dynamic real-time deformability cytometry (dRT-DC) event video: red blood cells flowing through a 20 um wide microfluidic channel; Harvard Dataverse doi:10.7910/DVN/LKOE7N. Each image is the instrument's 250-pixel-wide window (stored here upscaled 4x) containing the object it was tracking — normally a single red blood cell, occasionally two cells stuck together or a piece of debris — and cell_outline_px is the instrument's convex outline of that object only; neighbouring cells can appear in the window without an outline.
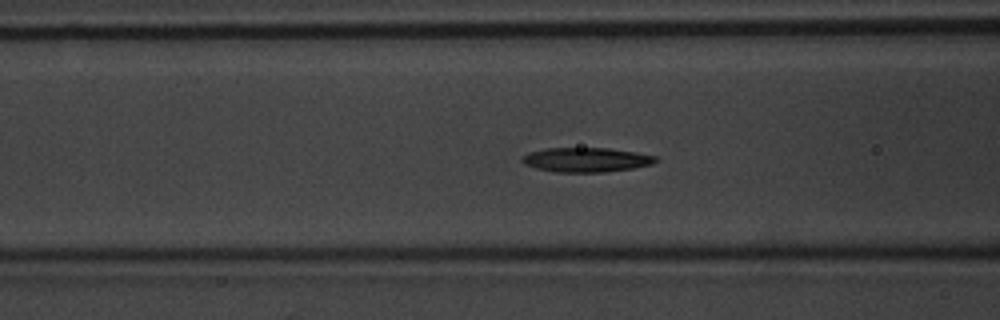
{"species": "common noctule bat (a hibernating species)", "species_latin": "Nyctalus noctula", "temperature_condition": "warm", "stored_images_in_passage": 56, "camera_frame_rate_fps": 3000, "um_per_image_px": 0.085, "animal": {"sex": "male", "body_mass_g": 20.1, "forearm_length_mm": 53.5}, "frame": {"image": 1, "passage_image": 22, "time_ms": 7.0, "image_size_px": [1000, 320], "cell_outline_px": [[660, 160], [652, 164], [632, 168], [604, 172], [556, 172], [536, 168], [524, 164], [520, 160], [520, 156], [528, 152], [544, 148], [608, 148], [636, 152], [656, 156]], "centroid_in_image_um": [49.79, 13.57], "position_along_channel_um": 116.8, "area_um2": 19.19}}
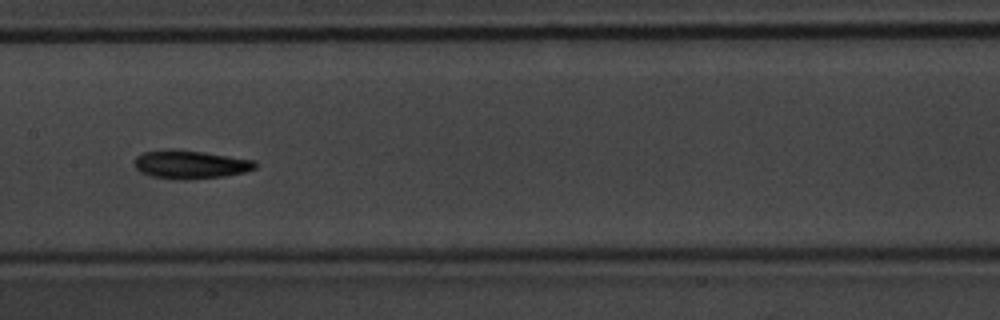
{"frame": {"image": 2, "passage_image": 28, "time_ms": 9.0, "image_size_px": [1000, 320], "cell_outline_px": [[256, 168], [244, 172], [224, 176], [184, 180], [176, 180], [152, 176], [140, 172], [132, 164], [132, 160], [136, 156], [144, 152], [168, 148], [172, 148], [204, 152], [256, 160]], "centroid_in_image_um": [16.13, 13.97], "position_along_channel_um": 191.3, "area_um2": 20.35}}
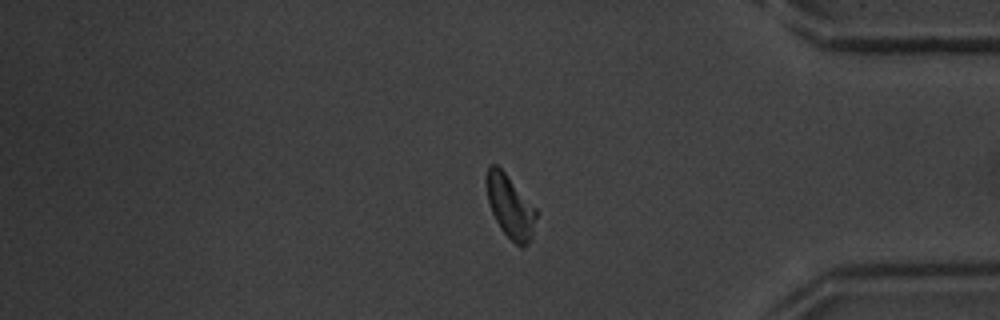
{"frame": {"image": 3, "passage_image": 46, "time_ms": 15.0, "image_size_px": [1000, 320], "cell_outline_px": [[536, 216], [532, 236], [528, 244], [524, 248], [516, 244], [500, 228], [492, 212], [488, 200], [484, 180], [484, 176], [488, 164], [496, 164], [504, 172], [536, 208]], "centroid_in_image_um": [43.33, 17.52], "position_along_channel_um": 391.9, "area_um2": 18.21}, "authors_computed_cell_mechanics": {"area_um2": 18.4093, "velocity_mm_per_s": 3.7128, "shape_relaxation_time_tau1_ms": 2.93, "shape_relaxation_time_tau2_ms": 5.9954, "deformation_change_tau1": 0.1578, "deformation_change_tau2": 0.1355}}